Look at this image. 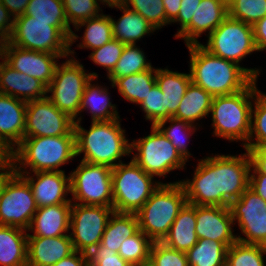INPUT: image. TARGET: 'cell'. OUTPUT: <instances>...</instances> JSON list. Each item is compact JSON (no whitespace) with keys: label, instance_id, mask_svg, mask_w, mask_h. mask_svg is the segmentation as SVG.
Listing matches in <instances>:
<instances>
[{"label":"cell","instance_id":"1","mask_svg":"<svg viewBox=\"0 0 266 266\" xmlns=\"http://www.w3.org/2000/svg\"><path fill=\"white\" fill-rule=\"evenodd\" d=\"M251 159L241 155H215L199 160L192 181H180L187 203L229 207L249 187Z\"/></svg>","mask_w":266,"mask_h":266},{"label":"cell","instance_id":"2","mask_svg":"<svg viewBox=\"0 0 266 266\" xmlns=\"http://www.w3.org/2000/svg\"><path fill=\"white\" fill-rule=\"evenodd\" d=\"M190 52L191 81L214 96L244 90L260 74L257 68L240 65L209 53L200 44L187 45Z\"/></svg>","mask_w":266,"mask_h":266},{"label":"cell","instance_id":"3","mask_svg":"<svg viewBox=\"0 0 266 266\" xmlns=\"http://www.w3.org/2000/svg\"><path fill=\"white\" fill-rule=\"evenodd\" d=\"M91 123L86 130L80 122H74L76 156L84 153L81 161L114 168L122 163L123 156L131 155V143L121 128L120 118Z\"/></svg>","mask_w":266,"mask_h":266},{"label":"cell","instance_id":"4","mask_svg":"<svg viewBox=\"0 0 266 266\" xmlns=\"http://www.w3.org/2000/svg\"><path fill=\"white\" fill-rule=\"evenodd\" d=\"M76 157L74 129L68 135L24 137L13 150L16 173L63 171L59 167ZM23 166V167H22ZM23 168V169H22Z\"/></svg>","mask_w":266,"mask_h":266},{"label":"cell","instance_id":"5","mask_svg":"<svg viewBox=\"0 0 266 266\" xmlns=\"http://www.w3.org/2000/svg\"><path fill=\"white\" fill-rule=\"evenodd\" d=\"M257 80L244 90L231 95L214 96L210 113L214 136L229 141H243L244 148L250 136L251 114L255 95L259 92ZM253 99V100H252Z\"/></svg>","mask_w":266,"mask_h":266},{"label":"cell","instance_id":"6","mask_svg":"<svg viewBox=\"0 0 266 266\" xmlns=\"http://www.w3.org/2000/svg\"><path fill=\"white\" fill-rule=\"evenodd\" d=\"M186 203L180 181L161 183L136 213L139 229L153 242H161Z\"/></svg>","mask_w":266,"mask_h":266},{"label":"cell","instance_id":"7","mask_svg":"<svg viewBox=\"0 0 266 266\" xmlns=\"http://www.w3.org/2000/svg\"><path fill=\"white\" fill-rule=\"evenodd\" d=\"M74 50L69 49L70 59L57 65L55 75L47 87V98L62 112L66 113L74 122H81L80 107L83 92L90 80L98 79V74L86 73L84 66L73 59ZM77 118V119H76Z\"/></svg>","mask_w":266,"mask_h":266},{"label":"cell","instance_id":"8","mask_svg":"<svg viewBox=\"0 0 266 266\" xmlns=\"http://www.w3.org/2000/svg\"><path fill=\"white\" fill-rule=\"evenodd\" d=\"M133 160L112 168L113 209L118 213H137L161 185Z\"/></svg>","mask_w":266,"mask_h":266},{"label":"cell","instance_id":"9","mask_svg":"<svg viewBox=\"0 0 266 266\" xmlns=\"http://www.w3.org/2000/svg\"><path fill=\"white\" fill-rule=\"evenodd\" d=\"M151 129L148 136L131 142V153L137 150L132 160L147 174L160 178L166 177L170 171L184 169L187 161L170 140L155 125Z\"/></svg>","mask_w":266,"mask_h":266},{"label":"cell","instance_id":"10","mask_svg":"<svg viewBox=\"0 0 266 266\" xmlns=\"http://www.w3.org/2000/svg\"><path fill=\"white\" fill-rule=\"evenodd\" d=\"M7 42L26 50L60 55L69 58V40L51 22L35 21L22 15L14 19ZM68 56V57H67Z\"/></svg>","mask_w":266,"mask_h":266},{"label":"cell","instance_id":"11","mask_svg":"<svg viewBox=\"0 0 266 266\" xmlns=\"http://www.w3.org/2000/svg\"><path fill=\"white\" fill-rule=\"evenodd\" d=\"M72 200L81 205L113 207L112 168L80 161L70 173Z\"/></svg>","mask_w":266,"mask_h":266},{"label":"cell","instance_id":"12","mask_svg":"<svg viewBox=\"0 0 266 266\" xmlns=\"http://www.w3.org/2000/svg\"><path fill=\"white\" fill-rule=\"evenodd\" d=\"M207 37V44H201L204 49L238 65L247 55L257 51L252 26L229 15Z\"/></svg>","mask_w":266,"mask_h":266},{"label":"cell","instance_id":"13","mask_svg":"<svg viewBox=\"0 0 266 266\" xmlns=\"http://www.w3.org/2000/svg\"><path fill=\"white\" fill-rule=\"evenodd\" d=\"M36 211L30 185L21 174L14 171L0 193V225L27 230Z\"/></svg>","mask_w":266,"mask_h":266},{"label":"cell","instance_id":"14","mask_svg":"<svg viewBox=\"0 0 266 266\" xmlns=\"http://www.w3.org/2000/svg\"><path fill=\"white\" fill-rule=\"evenodd\" d=\"M113 207L72 203L69 236L75 251L88 254L101 243Z\"/></svg>","mask_w":266,"mask_h":266},{"label":"cell","instance_id":"15","mask_svg":"<svg viewBox=\"0 0 266 266\" xmlns=\"http://www.w3.org/2000/svg\"><path fill=\"white\" fill-rule=\"evenodd\" d=\"M229 207L233 221L245 235L237 241L266 246V201L248 187Z\"/></svg>","mask_w":266,"mask_h":266},{"label":"cell","instance_id":"16","mask_svg":"<svg viewBox=\"0 0 266 266\" xmlns=\"http://www.w3.org/2000/svg\"><path fill=\"white\" fill-rule=\"evenodd\" d=\"M74 120L60 111L47 97L27 102L25 137L68 135Z\"/></svg>","mask_w":266,"mask_h":266},{"label":"cell","instance_id":"17","mask_svg":"<svg viewBox=\"0 0 266 266\" xmlns=\"http://www.w3.org/2000/svg\"><path fill=\"white\" fill-rule=\"evenodd\" d=\"M60 55L26 50L8 42L0 52L3 59L10 67L28 76L41 81L46 87L51 83L58 65ZM57 62V63H56Z\"/></svg>","mask_w":266,"mask_h":266},{"label":"cell","instance_id":"18","mask_svg":"<svg viewBox=\"0 0 266 266\" xmlns=\"http://www.w3.org/2000/svg\"><path fill=\"white\" fill-rule=\"evenodd\" d=\"M195 216L198 239L219 241L227 248L237 241L230 207L195 205Z\"/></svg>","mask_w":266,"mask_h":266},{"label":"cell","instance_id":"19","mask_svg":"<svg viewBox=\"0 0 266 266\" xmlns=\"http://www.w3.org/2000/svg\"><path fill=\"white\" fill-rule=\"evenodd\" d=\"M21 174L30 185L37 208L63 203H72L71 199H66L71 193L70 174L65 175V171L34 172L36 181L30 172Z\"/></svg>","mask_w":266,"mask_h":266},{"label":"cell","instance_id":"20","mask_svg":"<svg viewBox=\"0 0 266 266\" xmlns=\"http://www.w3.org/2000/svg\"><path fill=\"white\" fill-rule=\"evenodd\" d=\"M228 16V6L222 0H201L191 22L175 38H182L186 46L200 44L197 40L204 32L210 35Z\"/></svg>","mask_w":266,"mask_h":266},{"label":"cell","instance_id":"21","mask_svg":"<svg viewBox=\"0 0 266 266\" xmlns=\"http://www.w3.org/2000/svg\"><path fill=\"white\" fill-rule=\"evenodd\" d=\"M74 252L69 235L52 238L28 236L27 266H53Z\"/></svg>","mask_w":266,"mask_h":266},{"label":"cell","instance_id":"22","mask_svg":"<svg viewBox=\"0 0 266 266\" xmlns=\"http://www.w3.org/2000/svg\"><path fill=\"white\" fill-rule=\"evenodd\" d=\"M27 102L0 93V139L12 150L25 137Z\"/></svg>","mask_w":266,"mask_h":266},{"label":"cell","instance_id":"23","mask_svg":"<svg viewBox=\"0 0 266 266\" xmlns=\"http://www.w3.org/2000/svg\"><path fill=\"white\" fill-rule=\"evenodd\" d=\"M0 93L25 102L47 97V87L39 80L0 62Z\"/></svg>","mask_w":266,"mask_h":266},{"label":"cell","instance_id":"24","mask_svg":"<svg viewBox=\"0 0 266 266\" xmlns=\"http://www.w3.org/2000/svg\"><path fill=\"white\" fill-rule=\"evenodd\" d=\"M71 207L72 203H63L37 208L27 229L33 235L28 233L27 236L52 238L68 235Z\"/></svg>","mask_w":266,"mask_h":266},{"label":"cell","instance_id":"25","mask_svg":"<svg viewBox=\"0 0 266 266\" xmlns=\"http://www.w3.org/2000/svg\"><path fill=\"white\" fill-rule=\"evenodd\" d=\"M197 241L195 205L186 203L161 242L171 249L186 253Z\"/></svg>","mask_w":266,"mask_h":266},{"label":"cell","instance_id":"26","mask_svg":"<svg viewBox=\"0 0 266 266\" xmlns=\"http://www.w3.org/2000/svg\"><path fill=\"white\" fill-rule=\"evenodd\" d=\"M24 15L35 21L51 22L69 40V49L78 39L68 24L62 0H30Z\"/></svg>","mask_w":266,"mask_h":266},{"label":"cell","instance_id":"27","mask_svg":"<svg viewBox=\"0 0 266 266\" xmlns=\"http://www.w3.org/2000/svg\"><path fill=\"white\" fill-rule=\"evenodd\" d=\"M190 73H179L171 70L156 68V84L159 86L165 100V119L176 113L189 84Z\"/></svg>","mask_w":266,"mask_h":266},{"label":"cell","instance_id":"28","mask_svg":"<svg viewBox=\"0 0 266 266\" xmlns=\"http://www.w3.org/2000/svg\"><path fill=\"white\" fill-rule=\"evenodd\" d=\"M27 230L0 225V265L27 266Z\"/></svg>","mask_w":266,"mask_h":266},{"label":"cell","instance_id":"29","mask_svg":"<svg viewBox=\"0 0 266 266\" xmlns=\"http://www.w3.org/2000/svg\"><path fill=\"white\" fill-rule=\"evenodd\" d=\"M123 15L115 21L111 16L113 38L125 45L136 44V41L153 33L156 29L139 13L126 5L118 7Z\"/></svg>","mask_w":266,"mask_h":266},{"label":"cell","instance_id":"30","mask_svg":"<svg viewBox=\"0 0 266 266\" xmlns=\"http://www.w3.org/2000/svg\"><path fill=\"white\" fill-rule=\"evenodd\" d=\"M212 100L210 93L191 82L173 117L194 125L196 120L210 114Z\"/></svg>","mask_w":266,"mask_h":266},{"label":"cell","instance_id":"31","mask_svg":"<svg viewBox=\"0 0 266 266\" xmlns=\"http://www.w3.org/2000/svg\"><path fill=\"white\" fill-rule=\"evenodd\" d=\"M95 79L93 78L86 85L83 92L80 113L84 109H88L91 113L92 122L95 121H111L120 118L115 104L110 101V96L107 88L92 84ZM111 109V110H110Z\"/></svg>","mask_w":266,"mask_h":266},{"label":"cell","instance_id":"32","mask_svg":"<svg viewBox=\"0 0 266 266\" xmlns=\"http://www.w3.org/2000/svg\"><path fill=\"white\" fill-rule=\"evenodd\" d=\"M139 230L136 213L113 212L102 235L101 244L118 253L122 242Z\"/></svg>","mask_w":266,"mask_h":266},{"label":"cell","instance_id":"33","mask_svg":"<svg viewBox=\"0 0 266 266\" xmlns=\"http://www.w3.org/2000/svg\"><path fill=\"white\" fill-rule=\"evenodd\" d=\"M111 84L125 100L139 105L156 84V68L117 78Z\"/></svg>","mask_w":266,"mask_h":266},{"label":"cell","instance_id":"34","mask_svg":"<svg viewBox=\"0 0 266 266\" xmlns=\"http://www.w3.org/2000/svg\"><path fill=\"white\" fill-rule=\"evenodd\" d=\"M85 26V32L82 37V42L79 43L80 49L87 48L91 50L102 47L107 42L113 39V30L110 15L100 13L98 17L90 18L82 21L75 26L78 31L79 28Z\"/></svg>","mask_w":266,"mask_h":266},{"label":"cell","instance_id":"35","mask_svg":"<svg viewBox=\"0 0 266 266\" xmlns=\"http://www.w3.org/2000/svg\"><path fill=\"white\" fill-rule=\"evenodd\" d=\"M227 247L219 241L198 239L187 254L189 266H226Z\"/></svg>","mask_w":266,"mask_h":266},{"label":"cell","instance_id":"36","mask_svg":"<svg viewBox=\"0 0 266 266\" xmlns=\"http://www.w3.org/2000/svg\"><path fill=\"white\" fill-rule=\"evenodd\" d=\"M152 68L142 49L136 44L125 45L119 61L112 73L108 76L111 83L117 79L131 74H137Z\"/></svg>","mask_w":266,"mask_h":266},{"label":"cell","instance_id":"37","mask_svg":"<svg viewBox=\"0 0 266 266\" xmlns=\"http://www.w3.org/2000/svg\"><path fill=\"white\" fill-rule=\"evenodd\" d=\"M152 244L153 241L139 230L122 242L118 254L131 266H147Z\"/></svg>","mask_w":266,"mask_h":266},{"label":"cell","instance_id":"38","mask_svg":"<svg viewBox=\"0 0 266 266\" xmlns=\"http://www.w3.org/2000/svg\"><path fill=\"white\" fill-rule=\"evenodd\" d=\"M167 122L171 124L170 126L165 127ZM155 126L170 140L171 144L176 148L179 154L187 161L191 154L187 149L188 145H186L185 140L188 141L189 134L192 136V134L196 132V125L170 117L158 122Z\"/></svg>","mask_w":266,"mask_h":266},{"label":"cell","instance_id":"39","mask_svg":"<svg viewBox=\"0 0 266 266\" xmlns=\"http://www.w3.org/2000/svg\"><path fill=\"white\" fill-rule=\"evenodd\" d=\"M266 246L236 241L226 252V266H265Z\"/></svg>","mask_w":266,"mask_h":266},{"label":"cell","instance_id":"40","mask_svg":"<svg viewBox=\"0 0 266 266\" xmlns=\"http://www.w3.org/2000/svg\"><path fill=\"white\" fill-rule=\"evenodd\" d=\"M253 141V142H252ZM266 146V94L258 92L254 97L250 136L245 148Z\"/></svg>","mask_w":266,"mask_h":266},{"label":"cell","instance_id":"41","mask_svg":"<svg viewBox=\"0 0 266 266\" xmlns=\"http://www.w3.org/2000/svg\"><path fill=\"white\" fill-rule=\"evenodd\" d=\"M227 6L231 18L251 26L266 16V0H232Z\"/></svg>","mask_w":266,"mask_h":266},{"label":"cell","instance_id":"42","mask_svg":"<svg viewBox=\"0 0 266 266\" xmlns=\"http://www.w3.org/2000/svg\"><path fill=\"white\" fill-rule=\"evenodd\" d=\"M125 5L141 14L156 30L166 26V14L162 0H126Z\"/></svg>","mask_w":266,"mask_h":266},{"label":"cell","instance_id":"43","mask_svg":"<svg viewBox=\"0 0 266 266\" xmlns=\"http://www.w3.org/2000/svg\"><path fill=\"white\" fill-rule=\"evenodd\" d=\"M68 24L78 23L98 17L102 9L97 0H62Z\"/></svg>","mask_w":266,"mask_h":266},{"label":"cell","instance_id":"44","mask_svg":"<svg viewBox=\"0 0 266 266\" xmlns=\"http://www.w3.org/2000/svg\"><path fill=\"white\" fill-rule=\"evenodd\" d=\"M149 266H189L187 254L171 249L162 242H153Z\"/></svg>","mask_w":266,"mask_h":266},{"label":"cell","instance_id":"45","mask_svg":"<svg viewBox=\"0 0 266 266\" xmlns=\"http://www.w3.org/2000/svg\"><path fill=\"white\" fill-rule=\"evenodd\" d=\"M124 47L125 44L113 38L102 47L92 50L89 58L95 64L103 66L107 71L108 77L119 61Z\"/></svg>","mask_w":266,"mask_h":266},{"label":"cell","instance_id":"46","mask_svg":"<svg viewBox=\"0 0 266 266\" xmlns=\"http://www.w3.org/2000/svg\"><path fill=\"white\" fill-rule=\"evenodd\" d=\"M144 111L145 119L156 125L158 122L165 120V100L159 86L155 84L140 104Z\"/></svg>","mask_w":266,"mask_h":266},{"label":"cell","instance_id":"47","mask_svg":"<svg viewBox=\"0 0 266 266\" xmlns=\"http://www.w3.org/2000/svg\"><path fill=\"white\" fill-rule=\"evenodd\" d=\"M88 266H131L117 252L104 247L101 243L88 254Z\"/></svg>","mask_w":266,"mask_h":266},{"label":"cell","instance_id":"48","mask_svg":"<svg viewBox=\"0 0 266 266\" xmlns=\"http://www.w3.org/2000/svg\"><path fill=\"white\" fill-rule=\"evenodd\" d=\"M201 0H182L181 7L177 17L171 22H178L180 27L177 34L178 35L190 22L194 15L196 8L200 4Z\"/></svg>","mask_w":266,"mask_h":266},{"label":"cell","instance_id":"49","mask_svg":"<svg viewBox=\"0 0 266 266\" xmlns=\"http://www.w3.org/2000/svg\"><path fill=\"white\" fill-rule=\"evenodd\" d=\"M245 150L248 151L251 159L250 173L266 174V146L261 148H245Z\"/></svg>","mask_w":266,"mask_h":266},{"label":"cell","instance_id":"50","mask_svg":"<svg viewBox=\"0 0 266 266\" xmlns=\"http://www.w3.org/2000/svg\"><path fill=\"white\" fill-rule=\"evenodd\" d=\"M252 28L257 51L266 50V16L256 22Z\"/></svg>","mask_w":266,"mask_h":266},{"label":"cell","instance_id":"51","mask_svg":"<svg viewBox=\"0 0 266 266\" xmlns=\"http://www.w3.org/2000/svg\"><path fill=\"white\" fill-rule=\"evenodd\" d=\"M249 188L266 201V174L250 173Z\"/></svg>","mask_w":266,"mask_h":266},{"label":"cell","instance_id":"52","mask_svg":"<svg viewBox=\"0 0 266 266\" xmlns=\"http://www.w3.org/2000/svg\"><path fill=\"white\" fill-rule=\"evenodd\" d=\"M53 266H88V256L86 253L75 251L70 256L55 263Z\"/></svg>","mask_w":266,"mask_h":266},{"label":"cell","instance_id":"53","mask_svg":"<svg viewBox=\"0 0 266 266\" xmlns=\"http://www.w3.org/2000/svg\"><path fill=\"white\" fill-rule=\"evenodd\" d=\"M29 1L30 0H0L14 19L25 13Z\"/></svg>","mask_w":266,"mask_h":266},{"label":"cell","instance_id":"54","mask_svg":"<svg viewBox=\"0 0 266 266\" xmlns=\"http://www.w3.org/2000/svg\"><path fill=\"white\" fill-rule=\"evenodd\" d=\"M0 2V32L7 38L13 30L14 18Z\"/></svg>","mask_w":266,"mask_h":266},{"label":"cell","instance_id":"55","mask_svg":"<svg viewBox=\"0 0 266 266\" xmlns=\"http://www.w3.org/2000/svg\"><path fill=\"white\" fill-rule=\"evenodd\" d=\"M165 8L166 14V25L171 24V22L177 17L182 0H162Z\"/></svg>","mask_w":266,"mask_h":266},{"label":"cell","instance_id":"56","mask_svg":"<svg viewBox=\"0 0 266 266\" xmlns=\"http://www.w3.org/2000/svg\"><path fill=\"white\" fill-rule=\"evenodd\" d=\"M0 168H14L13 150L0 139Z\"/></svg>","mask_w":266,"mask_h":266},{"label":"cell","instance_id":"57","mask_svg":"<svg viewBox=\"0 0 266 266\" xmlns=\"http://www.w3.org/2000/svg\"><path fill=\"white\" fill-rule=\"evenodd\" d=\"M13 172L14 168H0V193L6 180Z\"/></svg>","mask_w":266,"mask_h":266},{"label":"cell","instance_id":"58","mask_svg":"<svg viewBox=\"0 0 266 266\" xmlns=\"http://www.w3.org/2000/svg\"><path fill=\"white\" fill-rule=\"evenodd\" d=\"M98 2H101L104 5L106 4L108 7H114L117 9L118 7L125 5L126 0H98Z\"/></svg>","mask_w":266,"mask_h":266},{"label":"cell","instance_id":"59","mask_svg":"<svg viewBox=\"0 0 266 266\" xmlns=\"http://www.w3.org/2000/svg\"><path fill=\"white\" fill-rule=\"evenodd\" d=\"M6 42H7V38L0 32V52Z\"/></svg>","mask_w":266,"mask_h":266}]
</instances>
